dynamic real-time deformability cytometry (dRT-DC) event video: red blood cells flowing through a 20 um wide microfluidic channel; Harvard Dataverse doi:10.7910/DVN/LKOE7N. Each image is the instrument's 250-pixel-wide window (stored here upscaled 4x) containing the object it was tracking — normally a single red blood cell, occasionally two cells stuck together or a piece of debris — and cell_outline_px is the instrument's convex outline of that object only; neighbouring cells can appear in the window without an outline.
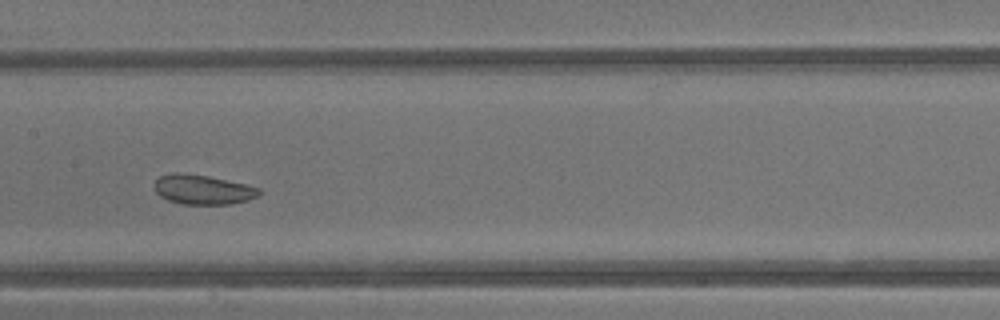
{"species": "common noctule bat (a hibernating species)", "species_latin": "Nyctalus noctula", "temperature_condition": "warm", "stored_images_in_passage": 38, "camera_frame_rate_fps": 3000, "um_per_image_px": 0.085, "animal": {"sex": "male", "body_mass_g": 13.3}, "frame": {"image": 1, "passage_image": 17, "time_ms": 5.333, "image_size_px": [1000, 320], "cell_outline_px": [[260, 196], [248, 200], [232, 204], [180, 204], [168, 200], [160, 196], [156, 192], [156, 180], [160, 176], [176, 172], [208, 176], [248, 184], [260, 188]], "centroid_in_image_um": [17.29, 16.12], "position_along_channel_um": 190.1, "area_um2": 18.09}}
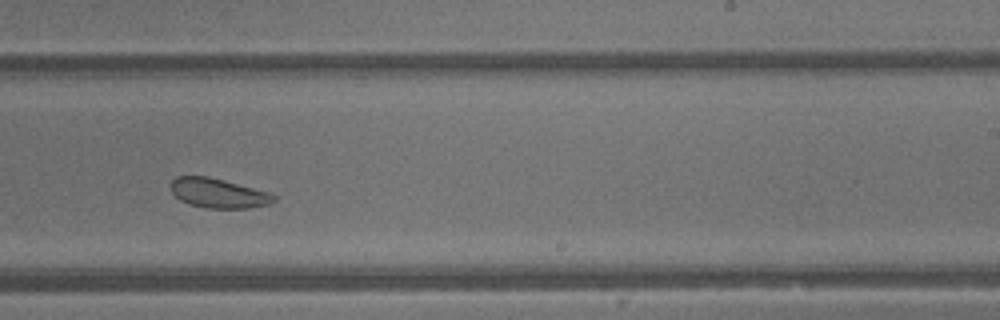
{"frame": {"image": 2, "passage_image": 22, "time_ms": 7.0, "image_size_px": [1000, 320], "cell_outline_px": [[276, 200], [268, 204], [248, 208], [204, 208], [188, 204], [180, 200], [172, 192], [172, 180], [176, 176], [208, 176], [224, 180], [268, 192], [276, 196]], "centroid_in_image_um": [18.54, 16.42], "position_along_channel_um": 270.5, "area_um2": 17.63}, "authors_computed_cell_mechanics": {"area_um2": 21.2704, "velocity_mm_per_s": 4.8511, "shape_relaxation_time_tau1_ms": 2.1703, "shape_relaxation_time_tau2_ms": 3.0655, "deformation_change_tau1": 0.0394, "deformation_change_tau2": 0.0861}}